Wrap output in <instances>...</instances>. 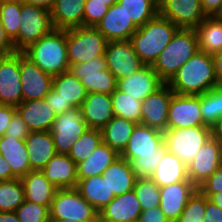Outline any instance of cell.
<instances>
[{
  "mask_svg": "<svg viewBox=\"0 0 222 222\" xmlns=\"http://www.w3.org/2000/svg\"><path fill=\"white\" fill-rule=\"evenodd\" d=\"M166 84L179 95H201L218 87L212 55L198 50Z\"/></svg>",
  "mask_w": 222,
  "mask_h": 222,
  "instance_id": "6da1fadb",
  "label": "cell"
},
{
  "mask_svg": "<svg viewBox=\"0 0 222 222\" xmlns=\"http://www.w3.org/2000/svg\"><path fill=\"white\" fill-rule=\"evenodd\" d=\"M42 71L56 76L70 69L67 30L54 28L22 51Z\"/></svg>",
  "mask_w": 222,
  "mask_h": 222,
  "instance_id": "7a4b0ae2",
  "label": "cell"
},
{
  "mask_svg": "<svg viewBox=\"0 0 222 222\" xmlns=\"http://www.w3.org/2000/svg\"><path fill=\"white\" fill-rule=\"evenodd\" d=\"M178 29L170 20L158 14L139 27L130 41L140 60L145 65H153Z\"/></svg>",
  "mask_w": 222,
  "mask_h": 222,
  "instance_id": "3957f363",
  "label": "cell"
},
{
  "mask_svg": "<svg viewBox=\"0 0 222 222\" xmlns=\"http://www.w3.org/2000/svg\"><path fill=\"white\" fill-rule=\"evenodd\" d=\"M198 50L195 29L179 28L152 67L158 76L167 83Z\"/></svg>",
  "mask_w": 222,
  "mask_h": 222,
  "instance_id": "277c9868",
  "label": "cell"
},
{
  "mask_svg": "<svg viewBox=\"0 0 222 222\" xmlns=\"http://www.w3.org/2000/svg\"><path fill=\"white\" fill-rule=\"evenodd\" d=\"M107 40L96 27L67 29V54L70 66L104 56Z\"/></svg>",
  "mask_w": 222,
  "mask_h": 222,
  "instance_id": "5b68a950",
  "label": "cell"
},
{
  "mask_svg": "<svg viewBox=\"0 0 222 222\" xmlns=\"http://www.w3.org/2000/svg\"><path fill=\"white\" fill-rule=\"evenodd\" d=\"M49 211L50 219L99 222L98 211L82 197L76 188L57 189Z\"/></svg>",
  "mask_w": 222,
  "mask_h": 222,
  "instance_id": "8992f818",
  "label": "cell"
},
{
  "mask_svg": "<svg viewBox=\"0 0 222 222\" xmlns=\"http://www.w3.org/2000/svg\"><path fill=\"white\" fill-rule=\"evenodd\" d=\"M209 138H211V127L209 126L166 129L163 132L166 150L176 155L186 165L194 159Z\"/></svg>",
  "mask_w": 222,
  "mask_h": 222,
  "instance_id": "52a82bcc",
  "label": "cell"
},
{
  "mask_svg": "<svg viewBox=\"0 0 222 222\" xmlns=\"http://www.w3.org/2000/svg\"><path fill=\"white\" fill-rule=\"evenodd\" d=\"M18 37L13 41L16 51L22 52L54 29L51 12L43 7L22 2Z\"/></svg>",
  "mask_w": 222,
  "mask_h": 222,
  "instance_id": "ba28073f",
  "label": "cell"
},
{
  "mask_svg": "<svg viewBox=\"0 0 222 222\" xmlns=\"http://www.w3.org/2000/svg\"><path fill=\"white\" fill-rule=\"evenodd\" d=\"M69 70L81 80L88 93L111 94L117 88L115 76L108 70L104 56L71 65Z\"/></svg>",
  "mask_w": 222,
  "mask_h": 222,
  "instance_id": "9c48e42d",
  "label": "cell"
},
{
  "mask_svg": "<svg viewBox=\"0 0 222 222\" xmlns=\"http://www.w3.org/2000/svg\"><path fill=\"white\" fill-rule=\"evenodd\" d=\"M88 128L87 123L83 120L81 108L74 107L58 114L50 131L56 154L68 155L72 145Z\"/></svg>",
  "mask_w": 222,
  "mask_h": 222,
  "instance_id": "30bf717a",
  "label": "cell"
},
{
  "mask_svg": "<svg viewBox=\"0 0 222 222\" xmlns=\"http://www.w3.org/2000/svg\"><path fill=\"white\" fill-rule=\"evenodd\" d=\"M104 57L116 81L131 76L145 65L130 40L108 41Z\"/></svg>",
  "mask_w": 222,
  "mask_h": 222,
  "instance_id": "8fae6325",
  "label": "cell"
},
{
  "mask_svg": "<svg viewBox=\"0 0 222 222\" xmlns=\"http://www.w3.org/2000/svg\"><path fill=\"white\" fill-rule=\"evenodd\" d=\"M201 95L173 94L166 129L206 126L201 116Z\"/></svg>",
  "mask_w": 222,
  "mask_h": 222,
  "instance_id": "7c38bea8",
  "label": "cell"
},
{
  "mask_svg": "<svg viewBox=\"0 0 222 222\" xmlns=\"http://www.w3.org/2000/svg\"><path fill=\"white\" fill-rule=\"evenodd\" d=\"M166 151L163 132L139 123L136 124L129 142L120 156L130 161L138 156L164 155Z\"/></svg>",
  "mask_w": 222,
  "mask_h": 222,
  "instance_id": "4fadbf2b",
  "label": "cell"
},
{
  "mask_svg": "<svg viewBox=\"0 0 222 222\" xmlns=\"http://www.w3.org/2000/svg\"><path fill=\"white\" fill-rule=\"evenodd\" d=\"M159 14L178 28L195 29L207 16L201 0H158Z\"/></svg>",
  "mask_w": 222,
  "mask_h": 222,
  "instance_id": "5bb4252c",
  "label": "cell"
},
{
  "mask_svg": "<svg viewBox=\"0 0 222 222\" xmlns=\"http://www.w3.org/2000/svg\"><path fill=\"white\" fill-rule=\"evenodd\" d=\"M23 102L20 52L0 57V104L18 106Z\"/></svg>",
  "mask_w": 222,
  "mask_h": 222,
  "instance_id": "9a60e30c",
  "label": "cell"
},
{
  "mask_svg": "<svg viewBox=\"0 0 222 222\" xmlns=\"http://www.w3.org/2000/svg\"><path fill=\"white\" fill-rule=\"evenodd\" d=\"M222 165V146L212 137L187 165L189 180L198 187Z\"/></svg>",
  "mask_w": 222,
  "mask_h": 222,
  "instance_id": "2e32d148",
  "label": "cell"
},
{
  "mask_svg": "<svg viewBox=\"0 0 222 222\" xmlns=\"http://www.w3.org/2000/svg\"><path fill=\"white\" fill-rule=\"evenodd\" d=\"M20 78L23 101L44 98L52 89L53 76L42 71L20 52Z\"/></svg>",
  "mask_w": 222,
  "mask_h": 222,
  "instance_id": "e0dca14e",
  "label": "cell"
},
{
  "mask_svg": "<svg viewBox=\"0 0 222 222\" xmlns=\"http://www.w3.org/2000/svg\"><path fill=\"white\" fill-rule=\"evenodd\" d=\"M173 94L172 89L165 83L156 92L147 96L142 101L140 123L164 132Z\"/></svg>",
  "mask_w": 222,
  "mask_h": 222,
  "instance_id": "ac0fdd59",
  "label": "cell"
},
{
  "mask_svg": "<svg viewBox=\"0 0 222 222\" xmlns=\"http://www.w3.org/2000/svg\"><path fill=\"white\" fill-rule=\"evenodd\" d=\"M164 84L165 82L154 71L152 65H144L131 76L118 80L117 88L134 99L143 101Z\"/></svg>",
  "mask_w": 222,
  "mask_h": 222,
  "instance_id": "d6986e66",
  "label": "cell"
},
{
  "mask_svg": "<svg viewBox=\"0 0 222 222\" xmlns=\"http://www.w3.org/2000/svg\"><path fill=\"white\" fill-rule=\"evenodd\" d=\"M141 205L134 190L114 199L99 212V222H138Z\"/></svg>",
  "mask_w": 222,
  "mask_h": 222,
  "instance_id": "ffe728a7",
  "label": "cell"
},
{
  "mask_svg": "<svg viewBox=\"0 0 222 222\" xmlns=\"http://www.w3.org/2000/svg\"><path fill=\"white\" fill-rule=\"evenodd\" d=\"M197 190L191 181H181L160 188V208L168 220H178L189 198Z\"/></svg>",
  "mask_w": 222,
  "mask_h": 222,
  "instance_id": "44dd1931",
  "label": "cell"
},
{
  "mask_svg": "<svg viewBox=\"0 0 222 222\" xmlns=\"http://www.w3.org/2000/svg\"><path fill=\"white\" fill-rule=\"evenodd\" d=\"M96 28L107 41L130 40L131 36L138 30L118 3L108 8L107 13Z\"/></svg>",
  "mask_w": 222,
  "mask_h": 222,
  "instance_id": "7402d4cb",
  "label": "cell"
},
{
  "mask_svg": "<svg viewBox=\"0 0 222 222\" xmlns=\"http://www.w3.org/2000/svg\"><path fill=\"white\" fill-rule=\"evenodd\" d=\"M16 112L30 131H51L57 116L44 98L23 101L16 106Z\"/></svg>",
  "mask_w": 222,
  "mask_h": 222,
  "instance_id": "603a6c76",
  "label": "cell"
},
{
  "mask_svg": "<svg viewBox=\"0 0 222 222\" xmlns=\"http://www.w3.org/2000/svg\"><path fill=\"white\" fill-rule=\"evenodd\" d=\"M80 108L83 120L92 129L101 130L114 117L111 94L88 93Z\"/></svg>",
  "mask_w": 222,
  "mask_h": 222,
  "instance_id": "cb8c5ba5",
  "label": "cell"
},
{
  "mask_svg": "<svg viewBox=\"0 0 222 222\" xmlns=\"http://www.w3.org/2000/svg\"><path fill=\"white\" fill-rule=\"evenodd\" d=\"M58 189L76 188L78 183L76 163L66 154H55L41 170Z\"/></svg>",
  "mask_w": 222,
  "mask_h": 222,
  "instance_id": "d4e9b609",
  "label": "cell"
},
{
  "mask_svg": "<svg viewBox=\"0 0 222 222\" xmlns=\"http://www.w3.org/2000/svg\"><path fill=\"white\" fill-rule=\"evenodd\" d=\"M24 141L31 170H42L56 154L50 131H30Z\"/></svg>",
  "mask_w": 222,
  "mask_h": 222,
  "instance_id": "484cf974",
  "label": "cell"
},
{
  "mask_svg": "<svg viewBox=\"0 0 222 222\" xmlns=\"http://www.w3.org/2000/svg\"><path fill=\"white\" fill-rule=\"evenodd\" d=\"M52 89L62 100V108H80L88 94L81 80L70 70L53 76Z\"/></svg>",
  "mask_w": 222,
  "mask_h": 222,
  "instance_id": "4316f807",
  "label": "cell"
},
{
  "mask_svg": "<svg viewBox=\"0 0 222 222\" xmlns=\"http://www.w3.org/2000/svg\"><path fill=\"white\" fill-rule=\"evenodd\" d=\"M25 200L43 206H50L57 191L41 170L29 171L21 178Z\"/></svg>",
  "mask_w": 222,
  "mask_h": 222,
  "instance_id": "83f0119b",
  "label": "cell"
},
{
  "mask_svg": "<svg viewBox=\"0 0 222 222\" xmlns=\"http://www.w3.org/2000/svg\"><path fill=\"white\" fill-rule=\"evenodd\" d=\"M0 154L9 163L17 178L21 179L29 171H32L24 140L3 135L0 138Z\"/></svg>",
  "mask_w": 222,
  "mask_h": 222,
  "instance_id": "f1b7e54d",
  "label": "cell"
},
{
  "mask_svg": "<svg viewBox=\"0 0 222 222\" xmlns=\"http://www.w3.org/2000/svg\"><path fill=\"white\" fill-rule=\"evenodd\" d=\"M150 179L160 188L176 182L190 181L187 165L168 151L164 153Z\"/></svg>",
  "mask_w": 222,
  "mask_h": 222,
  "instance_id": "f546056e",
  "label": "cell"
},
{
  "mask_svg": "<svg viewBox=\"0 0 222 222\" xmlns=\"http://www.w3.org/2000/svg\"><path fill=\"white\" fill-rule=\"evenodd\" d=\"M86 0H56L50 10L52 23L56 29H71L83 26Z\"/></svg>",
  "mask_w": 222,
  "mask_h": 222,
  "instance_id": "4dcf8cb0",
  "label": "cell"
},
{
  "mask_svg": "<svg viewBox=\"0 0 222 222\" xmlns=\"http://www.w3.org/2000/svg\"><path fill=\"white\" fill-rule=\"evenodd\" d=\"M102 177L115 196H120L132 191L137 179L131 169L129 161L121 156L111 163L102 173Z\"/></svg>",
  "mask_w": 222,
  "mask_h": 222,
  "instance_id": "1f68e13d",
  "label": "cell"
},
{
  "mask_svg": "<svg viewBox=\"0 0 222 222\" xmlns=\"http://www.w3.org/2000/svg\"><path fill=\"white\" fill-rule=\"evenodd\" d=\"M119 157L115 150L102 142L85 161L76 165L78 180L102 175Z\"/></svg>",
  "mask_w": 222,
  "mask_h": 222,
  "instance_id": "d6a6232c",
  "label": "cell"
},
{
  "mask_svg": "<svg viewBox=\"0 0 222 222\" xmlns=\"http://www.w3.org/2000/svg\"><path fill=\"white\" fill-rule=\"evenodd\" d=\"M76 189L98 212L115 197L102 175L78 180Z\"/></svg>",
  "mask_w": 222,
  "mask_h": 222,
  "instance_id": "836d02e7",
  "label": "cell"
},
{
  "mask_svg": "<svg viewBox=\"0 0 222 222\" xmlns=\"http://www.w3.org/2000/svg\"><path fill=\"white\" fill-rule=\"evenodd\" d=\"M199 51L213 55L222 51V18L207 16L196 28Z\"/></svg>",
  "mask_w": 222,
  "mask_h": 222,
  "instance_id": "e575fe53",
  "label": "cell"
},
{
  "mask_svg": "<svg viewBox=\"0 0 222 222\" xmlns=\"http://www.w3.org/2000/svg\"><path fill=\"white\" fill-rule=\"evenodd\" d=\"M136 123L114 116L102 129L103 143L119 155L125 150Z\"/></svg>",
  "mask_w": 222,
  "mask_h": 222,
  "instance_id": "d590c367",
  "label": "cell"
},
{
  "mask_svg": "<svg viewBox=\"0 0 222 222\" xmlns=\"http://www.w3.org/2000/svg\"><path fill=\"white\" fill-rule=\"evenodd\" d=\"M117 3L137 28L159 14L158 0H117Z\"/></svg>",
  "mask_w": 222,
  "mask_h": 222,
  "instance_id": "8d00e7d4",
  "label": "cell"
},
{
  "mask_svg": "<svg viewBox=\"0 0 222 222\" xmlns=\"http://www.w3.org/2000/svg\"><path fill=\"white\" fill-rule=\"evenodd\" d=\"M111 100L114 116L125 118L136 124L141 122L142 101L134 99L118 88L111 93Z\"/></svg>",
  "mask_w": 222,
  "mask_h": 222,
  "instance_id": "74e56055",
  "label": "cell"
},
{
  "mask_svg": "<svg viewBox=\"0 0 222 222\" xmlns=\"http://www.w3.org/2000/svg\"><path fill=\"white\" fill-rule=\"evenodd\" d=\"M102 142L101 130L88 128L72 145L68 155L77 165L85 161Z\"/></svg>",
  "mask_w": 222,
  "mask_h": 222,
  "instance_id": "f35d334b",
  "label": "cell"
},
{
  "mask_svg": "<svg viewBox=\"0 0 222 222\" xmlns=\"http://www.w3.org/2000/svg\"><path fill=\"white\" fill-rule=\"evenodd\" d=\"M201 116L206 126L212 127L222 117V87L201 94Z\"/></svg>",
  "mask_w": 222,
  "mask_h": 222,
  "instance_id": "ab89813d",
  "label": "cell"
},
{
  "mask_svg": "<svg viewBox=\"0 0 222 222\" xmlns=\"http://www.w3.org/2000/svg\"><path fill=\"white\" fill-rule=\"evenodd\" d=\"M21 0H0V21L13 42L20 28Z\"/></svg>",
  "mask_w": 222,
  "mask_h": 222,
  "instance_id": "60d3db41",
  "label": "cell"
},
{
  "mask_svg": "<svg viewBox=\"0 0 222 222\" xmlns=\"http://www.w3.org/2000/svg\"><path fill=\"white\" fill-rule=\"evenodd\" d=\"M24 200V188L21 179L16 178L0 182V212H15Z\"/></svg>",
  "mask_w": 222,
  "mask_h": 222,
  "instance_id": "b9f144b4",
  "label": "cell"
},
{
  "mask_svg": "<svg viewBox=\"0 0 222 222\" xmlns=\"http://www.w3.org/2000/svg\"><path fill=\"white\" fill-rule=\"evenodd\" d=\"M141 205V210L160 206V187L150 178L136 179L133 188Z\"/></svg>",
  "mask_w": 222,
  "mask_h": 222,
  "instance_id": "7bdbcfd3",
  "label": "cell"
},
{
  "mask_svg": "<svg viewBox=\"0 0 222 222\" xmlns=\"http://www.w3.org/2000/svg\"><path fill=\"white\" fill-rule=\"evenodd\" d=\"M49 208L50 206L24 200L15 213L20 222H50Z\"/></svg>",
  "mask_w": 222,
  "mask_h": 222,
  "instance_id": "ee69618b",
  "label": "cell"
},
{
  "mask_svg": "<svg viewBox=\"0 0 222 222\" xmlns=\"http://www.w3.org/2000/svg\"><path fill=\"white\" fill-rule=\"evenodd\" d=\"M205 210L206 196L197 189L189 198L178 220L180 222H202Z\"/></svg>",
  "mask_w": 222,
  "mask_h": 222,
  "instance_id": "f6af8a7d",
  "label": "cell"
},
{
  "mask_svg": "<svg viewBox=\"0 0 222 222\" xmlns=\"http://www.w3.org/2000/svg\"><path fill=\"white\" fill-rule=\"evenodd\" d=\"M162 157L163 155L138 156L129 163L137 179L150 178Z\"/></svg>",
  "mask_w": 222,
  "mask_h": 222,
  "instance_id": "bcb514c9",
  "label": "cell"
},
{
  "mask_svg": "<svg viewBox=\"0 0 222 222\" xmlns=\"http://www.w3.org/2000/svg\"><path fill=\"white\" fill-rule=\"evenodd\" d=\"M105 3L86 0L84 5L83 26L96 27L108 11Z\"/></svg>",
  "mask_w": 222,
  "mask_h": 222,
  "instance_id": "7dc6e473",
  "label": "cell"
},
{
  "mask_svg": "<svg viewBox=\"0 0 222 222\" xmlns=\"http://www.w3.org/2000/svg\"><path fill=\"white\" fill-rule=\"evenodd\" d=\"M30 130L28 129L26 123L20 117V115L16 112L12 117L7 130L5 131V136L15 137L19 140H25L28 136Z\"/></svg>",
  "mask_w": 222,
  "mask_h": 222,
  "instance_id": "c3c4849f",
  "label": "cell"
},
{
  "mask_svg": "<svg viewBox=\"0 0 222 222\" xmlns=\"http://www.w3.org/2000/svg\"><path fill=\"white\" fill-rule=\"evenodd\" d=\"M197 189L201 193L222 192V165L209 178L201 183Z\"/></svg>",
  "mask_w": 222,
  "mask_h": 222,
  "instance_id": "681fc988",
  "label": "cell"
},
{
  "mask_svg": "<svg viewBox=\"0 0 222 222\" xmlns=\"http://www.w3.org/2000/svg\"><path fill=\"white\" fill-rule=\"evenodd\" d=\"M168 219L160 207L142 210L138 222H167Z\"/></svg>",
  "mask_w": 222,
  "mask_h": 222,
  "instance_id": "f907efd6",
  "label": "cell"
},
{
  "mask_svg": "<svg viewBox=\"0 0 222 222\" xmlns=\"http://www.w3.org/2000/svg\"><path fill=\"white\" fill-rule=\"evenodd\" d=\"M16 113V107L0 104V138L5 134L8 125Z\"/></svg>",
  "mask_w": 222,
  "mask_h": 222,
  "instance_id": "816d5d0a",
  "label": "cell"
},
{
  "mask_svg": "<svg viewBox=\"0 0 222 222\" xmlns=\"http://www.w3.org/2000/svg\"><path fill=\"white\" fill-rule=\"evenodd\" d=\"M17 52L13 42L7 36L5 29L0 21V57L8 56Z\"/></svg>",
  "mask_w": 222,
  "mask_h": 222,
  "instance_id": "f5cc1de1",
  "label": "cell"
},
{
  "mask_svg": "<svg viewBox=\"0 0 222 222\" xmlns=\"http://www.w3.org/2000/svg\"><path fill=\"white\" fill-rule=\"evenodd\" d=\"M202 222H222V210L206 197V210Z\"/></svg>",
  "mask_w": 222,
  "mask_h": 222,
  "instance_id": "db71d44e",
  "label": "cell"
},
{
  "mask_svg": "<svg viewBox=\"0 0 222 222\" xmlns=\"http://www.w3.org/2000/svg\"><path fill=\"white\" fill-rule=\"evenodd\" d=\"M45 101L48 103L49 107L52 108L54 113L61 114L70 110L72 108H62V100L58 96V93L51 89L50 92L44 97Z\"/></svg>",
  "mask_w": 222,
  "mask_h": 222,
  "instance_id": "11a10c76",
  "label": "cell"
},
{
  "mask_svg": "<svg viewBox=\"0 0 222 222\" xmlns=\"http://www.w3.org/2000/svg\"><path fill=\"white\" fill-rule=\"evenodd\" d=\"M206 16H218L222 11V0H201Z\"/></svg>",
  "mask_w": 222,
  "mask_h": 222,
  "instance_id": "9f6ffc18",
  "label": "cell"
},
{
  "mask_svg": "<svg viewBox=\"0 0 222 222\" xmlns=\"http://www.w3.org/2000/svg\"><path fill=\"white\" fill-rule=\"evenodd\" d=\"M9 163L0 154V182L16 179Z\"/></svg>",
  "mask_w": 222,
  "mask_h": 222,
  "instance_id": "6f0895ef",
  "label": "cell"
},
{
  "mask_svg": "<svg viewBox=\"0 0 222 222\" xmlns=\"http://www.w3.org/2000/svg\"><path fill=\"white\" fill-rule=\"evenodd\" d=\"M215 74L220 87H222V51L212 55Z\"/></svg>",
  "mask_w": 222,
  "mask_h": 222,
  "instance_id": "680465c9",
  "label": "cell"
},
{
  "mask_svg": "<svg viewBox=\"0 0 222 222\" xmlns=\"http://www.w3.org/2000/svg\"><path fill=\"white\" fill-rule=\"evenodd\" d=\"M211 137L222 146V117L211 127Z\"/></svg>",
  "mask_w": 222,
  "mask_h": 222,
  "instance_id": "91938a15",
  "label": "cell"
},
{
  "mask_svg": "<svg viewBox=\"0 0 222 222\" xmlns=\"http://www.w3.org/2000/svg\"><path fill=\"white\" fill-rule=\"evenodd\" d=\"M56 0H22V2L34 5V6H40L47 10H51L53 6L55 5Z\"/></svg>",
  "mask_w": 222,
  "mask_h": 222,
  "instance_id": "94428289",
  "label": "cell"
},
{
  "mask_svg": "<svg viewBox=\"0 0 222 222\" xmlns=\"http://www.w3.org/2000/svg\"><path fill=\"white\" fill-rule=\"evenodd\" d=\"M204 194L209 201L214 203L217 207L222 210V192L218 193H202Z\"/></svg>",
  "mask_w": 222,
  "mask_h": 222,
  "instance_id": "6125c7cd",
  "label": "cell"
},
{
  "mask_svg": "<svg viewBox=\"0 0 222 222\" xmlns=\"http://www.w3.org/2000/svg\"><path fill=\"white\" fill-rule=\"evenodd\" d=\"M0 222H20L15 212H0Z\"/></svg>",
  "mask_w": 222,
  "mask_h": 222,
  "instance_id": "be15d7a7",
  "label": "cell"
},
{
  "mask_svg": "<svg viewBox=\"0 0 222 222\" xmlns=\"http://www.w3.org/2000/svg\"><path fill=\"white\" fill-rule=\"evenodd\" d=\"M91 2L105 3L108 7H110L113 4L117 3V0H91Z\"/></svg>",
  "mask_w": 222,
  "mask_h": 222,
  "instance_id": "e7e4bbea",
  "label": "cell"
},
{
  "mask_svg": "<svg viewBox=\"0 0 222 222\" xmlns=\"http://www.w3.org/2000/svg\"><path fill=\"white\" fill-rule=\"evenodd\" d=\"M50 222H80V221H75V220H67V219H50Z\"/></svg>",
  "mask_w": 222,
  "mask_h": 222,
  "instance_id": "03108f58",
  "label": "cell"
},
{
  "mask_svg": "<svg viewBox=\"0 0 222 222\" xmlns=\"http://www.w3.org/2000/svg\"><path fill=\"white\" fill-rule=\"evenodd\" d=\"M167 222H180L179 220H168Z\"/></svg>",
  "mask_w": 222,
  "mask_h": 222,
  "instance_id": "003e7915",
  "label": "cell"
},
{
  "mask_svg": "<svg viewBox=\"0 0 222 222\" xmlns=\"http://www.w3.org/2000/svg\"><path fill=\"white\" fill-rule=\"evenodd\" d=\"M218 17L222 18V11H221V13L218 15Z\"/></svg>",
  "mask_w": 222,
  "mask_h": 222,
  "instance_id": "a7ac6f4b",
  "label": "cell"
}]
</instances>
